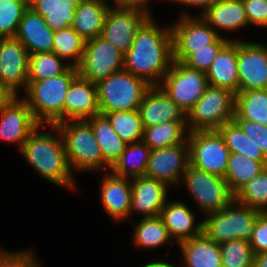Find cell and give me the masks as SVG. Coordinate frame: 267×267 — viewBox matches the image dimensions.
<instances>
[{"label":"cell","mask_w":267,"mask_h":267,"mask_svg":"<svg viewBox=\"0 0 267 267\" xmlns=\"http://www.w3.org/2000/svg\"><path fill=\"white\" fill-rule=\"evenodd\" d=\"M172 62V29H160L150 16L137 30L131 48L124 54L123 69L151 86H160L158 80L162 81Z\"/></svg>","instance_id":"obj_1"},{"label":"cell","mask_w":267,"mask_h":267,"mask_svg":"<svg viewBox=\"0 0 267 267\" xmlns=\"http://www.w3.org/2000/svg\"><path fill=\"white\" fill-rule=\"evenodd\" d=\"M38 125L21 148L28 163L44 178L59 186L74 188L62 134L56 125H50L58 136L39 131ZM60 135V136H59ZM60 137V138H59Z\"/></svg>","instance_id":"obj_2"},{"label":"cell","mask_w":267,"mask_h":267,"mask_svg":"<svg viewBox=\"0 0 267 267\" xmlns=\"http://www.w3.org/2000/svg\"><path fill=\"white\" fill-rule=\"evenodd\" d=\"M78 68L70 66L64 73L47 79L28 81L26 99L34 119L39 125H56L65 121V97Z\"/></svg>","instance_id":"obj_3"},{"label":"cell","mask_w":267,"mask_h":267,"mask_svg":"<svg viewBox=\"0 0 267 267\" xmlns=\"http://www.w3.org/2000/svg\"><path fill=\"white\" fill-rule=\"evenodd\" d=\"M100 114L112 111L138 110L151 87L144 79L121 70L96 83Z\"/></svg>","instance_id":"obj_4"},{"label":"cell","mask_w":267,"mask_h":267,"mask_svg":"<svg viewBox=\"0 0 267 267\" xmlns=\"http://www.w3.org/2000/svg\"><path fill=\"white\" fill-rule=\"evenodd\" d=\"M236 93L208 85L201 98L187 113L188 133L218 130L235 116Z\"/></svg>","instance_id":"obj_5"},{"label":"cell","mask_w":267,"mask_h":267,"mask_svg":"<svg viewBox=\"0 0 267 267\" xmlns=\"http://www.w3.org/2000/svg\"><path fill=\"white\" fill-rule=\"evenodd\" d=\"M260 213L257 209L233 200L227 207L208 214L207 219L202 221V232L219 244L237 239L249 241Z\"/></svg>","instance_id":"obj_6"},{"label":"cell","mask_w":267,"mask_h":267,"mask_svg":"<svg viewBox=\"0 0 267 267\" xmlns=\"http://www.w3.org/2000/svg\"><path fill=\"white\" fill-rule=\"evenodd\" d=\"M62 134L70 168L100 170L103 161L99 144L86 120H66L56 124Z\"/></svg>","instance_id":"obj_7"},{"label":"cell","mask_w":267,"mask_h":267,"mask_svg":"<svg viewBox=\"0 0 267 267\" xmlns=\"http://www.w3.org/2000/svg\"><path fill=\"white\" fill-rule=\"evenodd\" d=\"M190 164L208 173L225 177L231 152L218 130L194 131L186 136Z\"/></svg>","instance_id":"obj_8"},{"label":"cell","mask_w":267,"mask_h":267,"mask_svg":"<svg viewBox=\"0 0 267 267\" xmlns=\"http://www.w3.org/2000/svg\"><path fill=\"white\" fill-rule=\"evenodd\" d=\"M160 87L187 114L208 86L205 72L173 60Z\"/></svg>","instance_id":"obj_9"},{"label":"cell","mask_w":267,"mask_h":267,"mask_svg":"<svg viewBox=\"0 0 267 267\" xmlns=\"http://www.w3.org/2000/svg\"><path fill=\"white\" fill-rule=\"evenodd\" d=\"M183 179L204 213L217 212L234 200V194L223 177L196 168L190 163L184 172Z\"/></svg>","instance_id":"obj_10"},{"label":"cell","mask_w":267,"mask_h":267,"mask_svg":"<svg viewBox=\"0 0 267 267\" xmlns=\"http://www.w3.org/2000/svg\"><path fill=\"white\" fill-rule=\"evenodd\" d=\"M123 57L115 46L101 36L86 41L78 74L88 81L97 83L123 70Z\"/></svg>","instance_id":"obj_11"},{"label":"cell","mask_w":267,"mask_h":267,"mask_svg":"<svg viewBox=\"0 0 267 267\" xmlns=\"http://www.w3.org/2000/svg\"><path fill=\"white\" fill-rule=\"evenodd\" d=\"M173 35V60L184 62L193 49L208 48L221 35L203 17L184 15L176 25L171 26Z\"/></svg>","instance_id":"obj_12"},{"label":"cell","mask_w":267,"mask_h":267,"mask_svg":"<svg viewBox=\"0 0 267 267\" xmlns=\"http://www.w3.org/2000/svg\"><path fill=\"white\" fill-rule=\"evenodd\" d=\"M150 16L138 8L109 7L100 36L125 54L131 48L137 30Z\"/></svg>","instance_id":"obj_13"},{"label":"cell","mask_w":267,"mask_h":267,"mask_svg":"<svg viewBox=\"0 0 267 267\" xmlns=\"http://www.w3.org/2000/svg\"><path fill=\"white\" fill-rule=\"evenodd\" d=\"M189 163V143L186 139L178 145L151 150L144 176L166 184L178 183Z\"/></svg>","instance_id":"obj_14"},{"label":"cell","mask_w":267,"mask_h":267,"mask_svg":"<svg viewBox=\"0 0 267 267\" xmlns=\"http://www.w3.org/2000/svg\"><path fill=\"white\" fill-rule=\"evenodd\" d=\"M28 64L29 53L17 38H0V81L14 95L27 87Z\"/></svg>","instance_id":"obj_15"},{"label":"cell","mask_w":267,"mask_h":267,"mask_svg":"<svg viewBox=\"0 0 267 267\" xmlns=\"http://www.w3.org/2000/svg\"><path fill=\"white\" fill-rule=\"evenodd\" d=\"M238 91L267 89V46L238 41Z\"/></svg>","instance_id":"obj_16"},{"label":"cell","mask_w":267,"mask_h":267,"mask_svg":"<svg viewBox=\"0 0 267 267\" xmlns=\"http://www.w3.org/2000/svg\"><path fill=\"white\" fill-rule=\"evenodd\" d=\"M0 139L19 143L20 149L31 132L39 125L25 99L14 95L0 109Z\"/></svg>","instance_id":"obj_17"},{"label":"cell","mask_w":267,"mask_h":267,"mask_svg":"<svg viewBox=\"0 0 267 267\" xmlns=\"http://www.w3.org/2000/svg\"><path fill=\"white\" fill-rule=\"evenodd\" d=\"M144 127L164 122H187V114L160 86H151L138 108Z\"/></svg>","instance_id":"obj_18"},{"label":"cell","mask_w":267,"mask_h":267,"mask_svg":"<svg viewBox=\"0 0 267 267\" xmlns=\"http://www.w3.org/2000/svg\"><path fill=\"white\" fill-rule=\"evenodd\" d=\"M29 54L53 51L54 31L46 24L44 17L32 8H27L19 22L15 35Z\"/></svg>","instance_id":"obj_19"},{"label":"cell","mask_w":267,"mask_h":267,"mask_svg":"<svg viewBox=\"0 0 267 267\" xmlns=\"http://www.w3.org/2000/svg\"><path fill=\"white\" fill-rule=\"evenodd\" d=\"M131 212H141L147 217L160 215L166 204L167 184L145 176L131 178Z\"/></svg>","instance_id":"obj_20"},{"label":"cell","mask_w":267,"mask_h":267,"mask_svg":"<svg viewBox=\"0 0 267 267\" xmlns=\"http://www.w3.org/2000/svg\"><path fill=\"white\" fill-rule=\"evenodd\" d=\"M98 114L100 111L96 83L78 75L71 83L65 97V121L85 120Z\"/></svg>","instance_id":"obj_21"},{"label":"cell","mask_w":267,"mask_h":267,"mask_svg":"<svg viewBox=\"0 0 267 267\" xmlns=\"http://www.w3.org/2000/svg\"><path fill=\"white\" fill-rule=\"evenodd\" d=\"M238 40L230 41L220 50L206 72L208 85L227 88L238 93Z\"/></svg>","instance_id":"obj_22"},{"label":"cell","mask_w":267,"mask_h":267,"mask_svg":"<svg viewBox=\"0 0 267 267\" xmlns=\"http://www.w3.org/2000/svg\"><path fill=\"white\" fill-rule=\"evenodd\" d=\"M130 178L113 173L105 175L101 185V200L106 212L113 219H121L131 214L132 186ZM123 218V219H122Z\"/></svg>","instance_id":"obj_23"},{"label":"cell","mask_w":267,"mask_h":267,"mask_svg":"<svg viewBox=\"0 0 267 267\" xmlns=\"http://www.w3.org/2000/svg\"><path fill=\"white\" fill-rule=\"evenodd\" d=\"M171 238L180 243L199 236L202 233V222L194 224V212L182 202L166 203L159 215Z\"/></svg>","instance_id":"obj_24"},{"label":"cell","mask_w":267,"mask_h":267,"mask_svg":"<svg viewBox=\"0 0 267 267\" xmlns=\"http://www.w3.org/2000/svg\"><path fill=\"white\" fill-rule=\"evenodd\" d=\"M109 7L104 0H81L71 27L85 41L100 36Z\"/></svg>","instance_id":"obj_25"},{"label":"cell","mask_w":267,"mask_h":267,"mask_svg":"<svg viewBox=\"0 0 267 267\" xmlns=\"http://www.w3.org/2000/svg\"><path fill=\"white\" fill-rule=\"evenodd\" d=\"M201 16L213 29L235 31L249 25L243 0H215Z\"/></svg>","instance_id":"obj_26"},{"label":"cell","mask_w":267,"mask_h":267,"mask_svg":"<svg viewBox=\"0 0 267 267\" xmlns=\"http://www.w3.org/2000/svg\"><path fill=\"white\" fill-rule=\"evenodd\" d=\"M179 244L186 267H222L220 244L203 232Z\"/></svg>","instance_id":"obj_27"},{"label":"cell","mask_w":267,"mask_h":267,"mask_svg":"<svg viewBox=\"0 0 267 267\" xmlns=\"http://www.w3.org/2000/svg\"><path fill=\"white\" fill-rule=\"evenodd\" d=\"M85 120L91 125L103 161L112 168L124 152L126 143L117 135L105 115L98 114Z\"/></svg>","instance_id":"obj_28"},{"label":"cell","mask_w":267,"mask_h":267,"mask_svg":"<svg viewBox=\"0 0 267 267\" xmlns=\"http://www.w3.org/2000/svg\"><path fill=\"white\" fill-rule=\"evenodd\" d=\"M81 0H37L31 7L44 17L46 24L54 31L71 27L75 19V9Z\"/></svg>","instance_id":"obj_29"},{"label":"cell","mask_w":267,"mask_h":267,"mask_svg":"<svg viewBox=\"0 0 267 267\" xmlns=\"http://www.w3.org/2000/svg\"><path fill=\"white\" fill-rule=\"evenodd\" d=\"M233 119L253 121L267 126V89L238 91Z\"/></svg>","instance_id":"obj_30"},{"label":"cell","mask_w":267,"mask_h":267,"mask_svg":"<svg viewBox=\"0 0 267 267\" xmlns=\"http://www.w3.org/2000/svg\"><path fill=\"white\" fill-rule=\"evenodd\" d=\"M151 149L143 142L126 144L119 160L111 168L120 177H140L145 175Z\"/></svg>","instance_id":"obj_31"},{"label":"cell","mask_w":267,"mask_h":267,"mask_svg":"<svg viewBox=\"0 0 267 267\" xmlns=\"http://www.w3.org/2000/svg\"><path fill=\"white\" fill-rule=\"evenodd\" d=\"M266 166L240 153H231L225 174L229 189L235 194L243 185L257 176Z\"/></svg>","instance_id":"obj_32"},{"label":"cell","mask_w":267,"mask_h":267,"mask_svg":"<svg viewBox=\"0 0 267 267\" xmlns=\"http://www.w3.org/2000/svg\"><path fill=\"white\" fill-rule=\"evenodd\" d=\"M186 122H164L160 125L144 127L142 141L151 149H159L183 143L186 138Z\"/></svg>","instance_id":"obj_33"},{"label":"cell","mask_w":267,"mask_h":267,"mask_svg":"<svg viewBox=\"0 0 267 267\" xmlns=\"http://www.w3.org/2000/svg\"><path fill=\"white\" fill-rule=\"evenodd\" d=\"M218 131L231 153H240L248 158L262 162L267 167V158L260 148L244 134L241 127L234 120L222 125Z\"/></svg>","instance_id":"obj_34"},{"label":"cell","mask_w":267,"mask_h":267,"mask_svg":"<svg viewBox=\"0 0 267 267\" xmlns=\"http://www.w3.org/2000/svg\"><path fill=\"white\" fill-rule=\"evenodd\" d=\"M117 135L126 143L142 141L144 126L139 110L112 111L104 114Z\"/></svg>","instance_id":"obj_35"},{"label":"cell","mask_w":267,"mask_h":267,"mask_svg":"<svg viewBox=\"0 0 267 267\" xmlns=\"http://www.w3.org/2000/svg\"><path fill=\"white\" fill-rule=\"evenodd\" d=\"M134 241L138 246L155 248L171 240L168 229L160 216L142 218L136 226Z\"/></svg>","instance_id":"obj_36"},{"label":"cell","mask_w":267,"mask_h":267,"mask_svg":"<svg viewBox=\"0 0 267 267\" xmlns=\"http://www.w3.org/2000/svg\"><path fill=\"white\" fill-rule=\"evenodd\" d=\"M234 200L261 212H267V167L243 185Z\"/></svg>","instance_id":"obj_37"},{"label":"cell","mask_w":267,"mask_h":267,"mask_svg":"<svg viewBox=\"0 0 267 267\" xmlns=\"http://www.w3.org/2000/svg\"><path fill=\"white\" fill-rule=\"evenodd\" d=\"M62 59L53 51L29 54L28 81L47 79L64 73L69 64H64Z\"/></svg>","instance_id":"obj_38"},{"label":"cell","mask_w":267,"mask_h":267,"mask_svg":"<svg viewBox=\"0 0 267 267\" xmlns=\"http://www.w3.org/2000/svg\"><path fill=\"white\" fill-rule=\"evenodd\" d=\"M53 52L61 59L75 58L70 66L78 67L81 63L86 41L72 28L67 27L54 32Z\"/></svg>","instance_id":"obj_39"},{"label":"cell","mask_w":267,"mask_h":267,"mask_svg":"<svg viewBox=\"0 0 267 267\" xmlns=\"http://www.w3.org/2000/svg\"><path fill=\"white\" fill-rule=\"evenodd\" d=\"M222 267H252L253 251L248 240H230L220 244Z\"/></svg>","instance_id":"obj_40"},{"label":"cell","mask_w":267,"mask_h":267,"mask_svg":"<svg viewBox=\"0 0 267 267\" xmlns=\"http://www.w3.org/2000/svg\"><path fill=\"white\" fill-rule=\"evenodd\" d=\"M26 9L21 0H0V38L15 37Z\"/></svg>","instance_id":"obj_41"},{"label":"cell","mask_w":267,"mask_h":267,"mask_svg":"<svg viewBox=\"0 0 267 267\" xmlns=\"http://www.w3.org/2000/svg\"><path fill=\"white\" fill-rule=\"evenodd\" d=\"M229 41L220 36L213 44L208 45V48L193 49V53L183 63L190 68L206 73L220 50Z\"/></svg>","instance_id":"obj_42"},{"label":"cell","mask_w":267,"mask_h":267,"mask_svg":"<svg viewBox=\"0 0 267 267\" xmlns=\"http://www.w3.org/2000/svg\"><path fill=\"white\" fill-rule=\"evenodd\" d=\"M233 120L241 127L244 134L260 148L267 158V126L243 119Z\"/></svg>","instance_id":"obj_43"},{"label":"cell","mask_w":267,"mask_h":267,"mask_svg":"<svg viewBox=\"0 0 267 267\" xmlns=\"http://www.w3.org/2000/svg\"><path fill=\"white\" fill-rule=\"evenodd\" d=\"M249 243L253 254L267 252V212L258 215Z\"/></svg>","instance_id":"obj_44"},{"label":"cell","mask_w":267,"mask_h":267,"mask_svg":"<svg viewBox=\"0 0 267 267\" xmlns=\"http://www.w3.org/2000/svg\"><path fill=\"white\" fill-rule=\"evenodd\" d=\"M249 25L267 27V0H243Z\"/></svg>","instance_id":"obj_45"},{"label":"cell","mask_w":267,"mask_h":267,"mask_svg":"<svg viewBox=\"0 0 267 267\" xmlns=\"http://www.w3.org/2000/svg\"><path fill=\"white\" fill-rule=\"evenodd\" d=\"M38 262L31 252H0V267H38Z\"/></svg>","instance_id":"obj_46"},{"label":"cell","mask_w":267,"mask_h":267,"mask_svg":"<svg viewBox=\"0 0 267 267\" xmlns=\"http://www.w3.org/2000/svg\"><path fill=\"white\" fill-rule=\"evenodd\" d=\"M114 1L117 5L115 7L138 8L149 13L147 11L148 9H145L146 7H144L148 3V0H114Z\"/></svg>","instance_id":"obj_47"},{"label":"cell","mask_w":267,"mask_h":267,"mask_svg":"<svg viewBox=\"0 0 267 267\" xmlns=\"http://www.w3.org/2000/svg\"><path fill=\"white\" fill-rule=\"evenodd\" d=\"M174 1L186 4V5H190V6L192 5V6L201 7L203 8V12H202L203 14L215 0H174Z\"/></svg>","instance_id":"obj_48"},{"label":"cell","mask_w":267,"mask_h":267,"mask_svg":"<svg viewBox=\"0 0 267 267\" xmlns=\"http://www.w3.org/2000/svg\"><path fill=\"white\" fill-rule=\"evenodd\" d=\"M14 94L8 90L0 81V109L4 106Z\"/></svg>","instance_id":"obj_49"},{"label":"cell","mask_w":267,"mask_h":267,"mask_svg":"<svg viewBox=\"0 0 267 267\" xmlns=\"http://www.w3.org/2000/svg\"><path fill=\"white\" fill-rule=\"evenodd\" d=\"M252 267H267V252L254 254Z\"/></svg>","instance_id":"obj_50"},{"label":"cell","mask_w":267,"mask_h":267,"mask_svg":"<svg viewBox=\"0 0 267 267\" xmlns=\"http://www.w3.org/2000/svg\"><path fill=\"white\" fill-rule=\"evenodd\" d=\"M143 267H174V266L168 264L167 262H152V263L146 264Z\"/></svg>","instance_id":"obj_51"},{"label":"cell","mask_w":267,"mask_h":267,"mask_svg":"<svg viewBox=\"0 0 267 267\" xmlns=\"http://www.w3.org/2000/svg\"><path fill=\"white\" fill-rule=\"evenodd\" d=\"M21 1L27 8H31L37 2V0H21Z\"/></svg>","instance_id":"obj_52"}]
</instances>
